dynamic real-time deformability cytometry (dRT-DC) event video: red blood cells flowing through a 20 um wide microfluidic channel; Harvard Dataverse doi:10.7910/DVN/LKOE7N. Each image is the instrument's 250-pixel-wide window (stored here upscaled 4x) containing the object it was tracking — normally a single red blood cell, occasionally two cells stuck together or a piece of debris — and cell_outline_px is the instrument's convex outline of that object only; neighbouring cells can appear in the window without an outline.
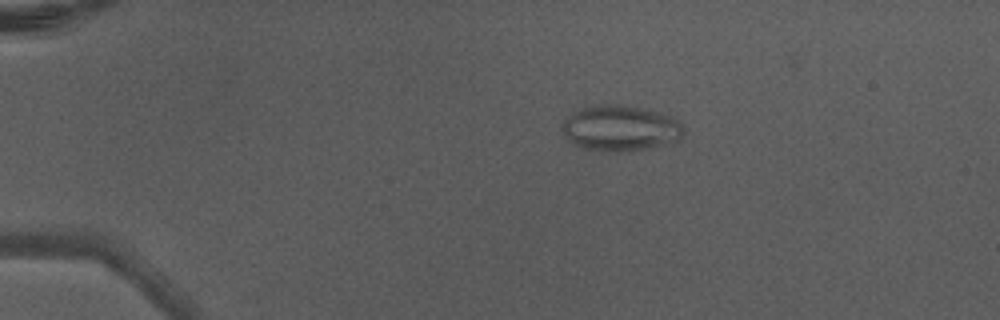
{"species": "Egyptian fruit bat (a non-hibernating species)", "species_latin": "Rousettus aegyptiacus", "temperature_condition": "warm", "stored_images_in_passage": 6, "camera_frame_rate_fps": 3000, "um_per_image_px": 0.085, "animal": {"sex": "male"}, "frame": {"image": 1, "passage_image": 3, "time_ms": 0.667, "image_size_px": [1000, 320], "cell_outline_px": [[684, 136], [680, 140], [668, 144], [652, 148], [628, 152], [612, 152], [580, 148], [572, 144], [568, 140], [560, 128], [564, 120], [568, 116], [580, 108], [592, 104], [624, 104], [644, 108], [672, 116], [680, 120], [684, 124]], "centroid_in_image_um": [52.76, 10.9], "position_along_channel_um": 32.2, "area_um2": 33.47}}